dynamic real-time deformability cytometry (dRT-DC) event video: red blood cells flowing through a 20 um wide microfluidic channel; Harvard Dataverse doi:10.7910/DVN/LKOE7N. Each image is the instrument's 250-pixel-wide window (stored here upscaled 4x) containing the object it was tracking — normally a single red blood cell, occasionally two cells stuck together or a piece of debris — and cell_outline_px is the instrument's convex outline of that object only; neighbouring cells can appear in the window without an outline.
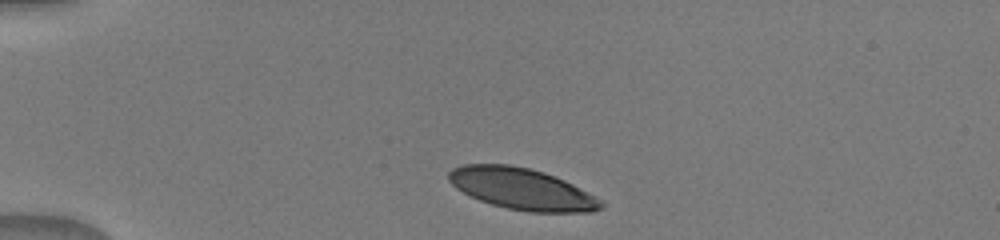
{"species": "human", "species_latin": "Homo sapiens", "temperature_condition": "warm", "stored_images_in_passage": 39, "camera_frame_rate_fps": 3000, "um_per_image_px": 0.085, "donor": {"sex": "male"}, "frame": {"image": 1, "passage_image": 1, "time_ms": 0.0, "image_size_px": [1000, 240], "cell_outline_px": [[604, 204], [600, 208], [592, 212], [528, 212], [508, 208], [492, 204], [480, 200], [456, 188], [448, 180], [448, 172], [452, 168], [464, 164], [512, 164], [544, 172], [564, 180], [572, 184], [600, 200]], "centroid_in_image_um": [44.32, 16.05], "position_along_channel_um": 40.7, "area_um2": 36.41}}
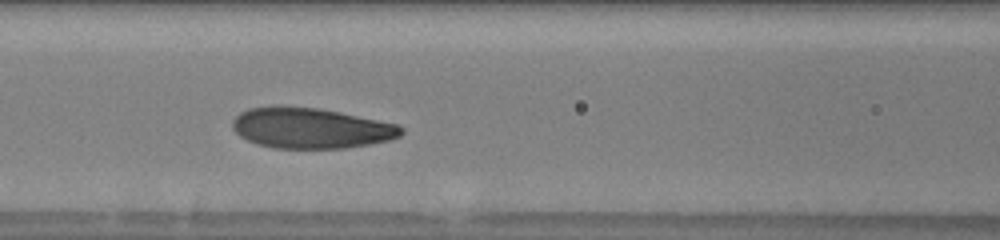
{"frame": {"image": 2, "passage_image": 12, "time_ms": 3.667, "image_size_px": [1000, 240], "cell_outline_px": [[404, 132], [400, 136], [388, 140], [368, 144], [344, 148], [276, 148], [256, 144], [240, 136], [232, 128], [232, 120], [240, 112], [248, 108], [272, 104], [276, 104], [320, 108], [400, 124], [404, 128]], "centroid_in_image_um": [26.39, 10.86], "position_along_channel_um": 140.2, "area_um2": 40.46}}
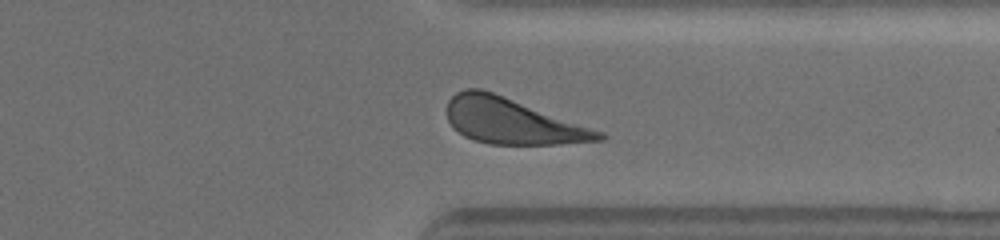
{"frame": {"image": 3, "passage_image": 29, "time_ms": 9.333, "image_size_px": [1000, 240], "cell_outline_px": [[608, 136], [604, 140], [556, 144], [488, 144], [472, 140], [464, 136], [452, 128], [448, 120], [448, 100], [456, 92], [464, 88], [480, 88], [492, 92], [604, 132]], "centroid_in_image_um": [43.51, 10.31], "position_along_channel_um": 367.9, "area_um2": 40.17}}